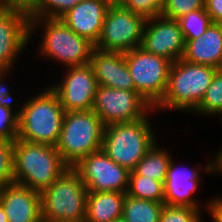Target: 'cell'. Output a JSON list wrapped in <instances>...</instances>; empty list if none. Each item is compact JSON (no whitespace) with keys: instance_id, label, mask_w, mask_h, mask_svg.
I'll return each mask as SVG.
<instances>
[{"instance_id":"13","label":"cell","mask_w":222,"mask_h":222,"mask_svg":"<svg viewBox=\"0 0 222 222\" xmlns=\"http://www.w3.org/2000/svg\"><path fill=\"white\" fill-rule=\"evenodd\" d=\"M67 70L65 78L50 87L57 94L63 109L65 112L92 110L99 86L92 65L71 66Z\"/></svg>"},{"instance_id":"19","label":"cell","mask_w":222,"mask_h":222,"mask_svg":"<svg viewBox=\"0 0 222 222\" xmlns=\"http://www.w3.org/2000/svg\"><path fill=\"white\" fill-rule=\"evenodd\" d=\"M182 59L222 69V24L212 23L199 38L185 40Z\"/></svg>"},{"instance_id":"16","label":"cell","mask_w":222,"mask_h":222,"mask_svg":"<svg viewBox=\"0 0 222 222\" xmlns=\"http://www.w3.org/2000/svg\"><path fill=\"white\" fill-rule=\"evenodd\" d=\"M90 64L98 85L135 91L134 81L123 52L102 51L94 48Z\"/></svg>"},{"instance_id":"36","label":"cell","mask_w":222,"mask_h":222,"mask_svg":"<svg viewBox=\"0 0 222 222\" xmlns=\"http://www.w3.org/2000/svg\"><path fill=\"white\" fill-rule=\"evenodd\" d=\"M110 6L123 5L126 0H105Z\"/></svg>"},{"instance_id":"2","label":"cell","mask_w":222,"mask_h":222,"mask_svg":"<svg viewBox=\"0 0 222 222\" xmlns=\"http://www.w3.org/2000/svg\"><path fill=\"white\" fill-rule=\"evenodd\" d=\"M16 114L17 139L30 143L57 145L65 110L57 94L50 87L27 100Z\"/></svg>"},{"instance_id":"29","label":"cell","mask_w":222,"mask_h":222,"mask_svg":"<svg viewBox=\"0 0 222 222\" xmlns=\"http://www.w3.org/2000/svg\"><path fill=\"white\" fill-rule=\"evenodd\" d=\"M14 183L13 141L0 139V187Z\"/></svg>"},{"instance_id":"28","label":"cell","mask_w":222,"mask_h":222,"mask_svg":"<svg viewBox=\"0 0 222 222\" xmlns=\"http://www.w3.org/2000/svg\"><path fill=\"white\" fill-rule=\"evenodd\" d=\"M203 222L199 209L164 205L159 222Z\"/></svg>"},{"instance_id":"26","label":"cell","mask_w":222,"mask_h":222,"mask_svg":"<svg viewBox=\"0 0 222 222\" xmlns=\"http://www.w3.org/2000/svg\"><path fill=\"white\" fill-rule=\"evenodd\" d=\"M194 112L204 115H222V69L216 71L202 101Z\"/></svg>"},{"instance_id":"20","label":"cell","mask_w":222,"mask_h":222,"mask_svg":"<svg viewBox=\"0 0 222 222\" xmlns=\"http://www.w3.org/2000/svg\"><path fill=\"white\" fill-rule=\"evenodd\" d=\"M126 193L88 191L85 222H114L123 215Z\"/></svg>"},{"instance_id":"18","label":"cell","mask_w":222,"mask_h":222,"mask_svg":"<svg viewBox=\"0 0 222 222\" xmlns=\"http://www.w3.org/2000/svg\"><path fill=\"white\" fill-rule=\"evenodd\" d=\"M199 179L198 170H194V167L192 170L188 167L183 170L175 167L171 159L164 182V204L199 209L198 202L191 197L197 190Z\"/></svg>"},{"instance_id":"10","label":"cell","mask_w":222,"mask_h":222,"mask_svg":"<svg viewBox=\"0 0 222 222\" xmlns=\"http://www.w3.org/2000/svg\"><path fill=\"white\" fill-rule=\"evenodd\" d=\"M153 108L138 92L99 85L92 110L103 124L132 122L144 118Z\"/></svg>"},{"instance_id":"33","label":"cell","mask_w":222,"mask_h":222,"mask_svg":"<svg viewBox=\"0 0 222 222\" xmlns=\"http://www.w3.org/2000/svg\"><path fill=\"white\" fill-rule=\"evenodd\" d=\"M7 72H9V70H0V105L12 110V95L1 81L2 77L4 78Z\"/></svg>"},{"instance_id":"40","label":"cell","mask_w":222,"mask_h":222,"mask_svg":"<svg viewBox=\"0 0 222 222\" xmlns=\"http://www.w3.org/2000/svg\"><path fill=\"white\" fill-rule=\"evenodd\" d=\"M21 1L28 4L31 0H21Z\"/></svg>"},{"instance_id":"24","label":"cell","mask_w":222,"mask_h":222,"mask_svg":"<svg viewBox=\"0 0 222 222\" xmlns=\"http://www.w3.org/2000/svg\"><path fill=\"white\" fill-rule=\"evenodd\" d=\"M83 0H31L28 4L29 18H60Z\"/></svg>"},{"instance_id":"21","label":"cell","mask_w":222,"mask_h":222,"mask_svg":"<svg viewBox=\"0 0 222 222\" xmlns=\"http://www.w3.org/2000/svg\"><path fill=\"white\" fill-rule=\"evenodd\" d=\"M164 203L125 195L122 218L126 222H159Z\"/></svg>"},{"instance_id":"31","label":"cell","mask_w":222,"mask_h":222,"mask_svg":"<svg viewBox=\"0 0 222 222\" xmlns=\"http://www.w3.org/2000/svg\"><path fill=\"white\" fill-rule=\"evenodd\" d=\"M18 133V115L0 105V139L14 141Z\"/></svg>"},{"instance_id":"38","label":"cell","mask_w":222,"mask_h":222,"mask_svg":"<svg viewBox=\"0 0 222 222\" xmlns=\"http://www.w3.org/2000/svg\"><path fill=\"white\" fill-rule=\"evenodd\" d=\"M19 0H0L1 5H14Z\"/></svg>"},{"instance_id":"25","label":"cell","mask_w":222,"mask_h":222,"mask_svg":"<svg viewBox=\"0 0 222 222\" xmlns=\"http://www.w3.org/2000/svg\"><path fill=\"white\" fill-rule=\"evenodd\" d=\"M184 40L197 39L213 23L205 8L189 12L178 19Z\"/></svg>"},{"instance_id":"34","label":"cell","mask_w":222,"mask_h":222,"mask_svg":"<svg viewBox=\"0 0 222 222\" xmlns=\"http://www.w3.org/2000/svg\"><path fill=\"white\" fill-rule=\"evenodd\" d=\"M209 214L214 222H222V198H215L208 202L207 207Z\"/></svg>"},{"instance_id":"22","label":"cell","mask_w":222,"mask_h":222,"mask_svg":"<svg viewBox=\"0 0 222 222\" xmlns=\"http://www.w3.org/2000/svg\"><path fill=\"white\" fill-rule=\"evenodd\" d=\"M171 159L166 150L158 149L154 144L129 175H142L164 183Z\"/></svg>"},{"instance_id":"11","label":"cell","mask_w":222,"mask_h":222,"mask_svg":"<svg viewBox=\"0 0 222 222\" xmlns=\"http://www.w3.org/2000/svg\"><path fill=\"white\" fill-rule=\"evenodd\" d=\"M30 39V18L27 4L0 7V70H11L16 57Z\"/></svg>"},{"instance_id":"1","label":"cell","mask_w":222,"mask_h":222,"mask_svg":"<svg viewBox=\"0 0 222 222\" xmlns=\"http://www.w3.org/2000/svg\"><path fill=\"white\" fill-rule=\"evenodd\" d=\"M69 166L56 146L13 141L14 182L41 193L59 178Z\"/></svg>"},{"instance_id":"14","label":"cell","mask_w":222,"mask_h":222,"mask_svg":"<svg viewBox=\"0 0 222 222\" xmlns=\"http://www.w3.org/2000/svg\"><path fill=\"white\" fill-rule=\"evenodd\" d=\"M141 47L175 62L183 57L185 40L178 20L157 16L146 20Z\"/></svg>"},{"instance_id":"32","label":"cell","mask_w":222,"mask_h":222,"mask_svg":"<svg viewBox=\"0 0 222 222\" xmlns=\"http://www.w3.org/2000/svg\"><path fill=\"white\" fill-rule=\"evenodd\" d=\"M205 10L213 23L222 24V0H205Z\"/></svg>"},{"instance_id":"9","label":"cell","mask_w":222,"mask_h":222,"mask_svg":"<svg viewBox=\"0 0 222 222\" xmlns=\"http://www.w3.org/2000/svg\"><path fill=\"white\" fill-rule=\"evenodd\" d=\"M146 19L132 13L122 5L109 6L96 49L127 52L141 47Z\"/></svg>"},{"instance_id":"5","label":"cell","mask_w":222,"mask_h":222,"mask_svg":"<svg viewBox=\"0 0 222 222\" xmlns=\"http://www.w3.org/2000/svg\"><path fill=\"white\" fill-rule=\"evenodd\" d=\"M88 189L80 175L69 167L40 193L42 220L85 222Z\"/></svg>"},{"instance_id":"23","label":"cell","mask_w":222,"mask_h":222,"mask_svg":"<svg viewBox=\"0 0 222 222\" xmlns=\"http://www.w3.org/2000/svg\"><path fill=\"white\" fill-rule=\"evenodd\" d=\"M126 195L164 203V183L142 175H129Z\"/></svg>"},{"instance_id":"41","label":"cell","mask_w":222,"mask_h":222,"mask_svg":"<svg viewBox=\"0 0 222 222\" xmlns=\"http://www.w3.org/2000/svg\"><path fill=\"white\" fill-rule=\"evenodd\" d=\"M39 222H50V221H47V220H42V219H41Z\"/></svg>"},{"instance_id":"30","label":"cell","mask_w":222,"mask_h":222,"mask_svg":"<svg viewBox=\"0 0 222 222\" xmlns=\"http://www.w3.org/2000/svg\"><path fill=\"white\" fill-rule=\"evenodd\" d=\"M122 6L148 20L161 16L164 0H126Z\"/></svg>"},{"instance_id":"7","label":"cell","mask_w":222,"mask_h":222,"mask_svg":"<svg viewBox=\"0 0 222 222\" xmlns=\"http://www.w3.org/2000/svg\"><path fill=\"white\" fill-rule=\"evenodd\" d=\"M38 25L45 27L41 54L67 67L90 63L94 44L78 36L60 18H30V36Z\"/></svg>"},{"instance_id":"6","label":"cell","mask_w":222,"mask_h":222,"mask_svg":"<svg viewBox=\"0 0 222 222\" xmlns=\"http://www.w3.org/2000/svg\"><path fill=\"white\" fill-rule=\"evenodd\" d=\"M104 127L93 110L65 112L57 151L69 166L101 149Z\"/></svg>"},{"instance_id":"27","label":"cell","mask_w":222,"mask_h":222,"mask_svg":"<svg viewBox=\"0 0 222 222\" xmlns=\"http://www.w3.org/2000/svg\"><path fill=\"white\" fill-rule=\"evenodd\" d=\"M203 8H205V0H164L161 15L178 20L189 12Z\"/></svg>"},{"instance_id":"3","label":"cell","mask_w":222,"mask_h":222,"mask_svg":"<svg viewBox=\"0 0 222 222\" xmlns=\"http://www.w3.org/2000/svg\"><path fill=\"white\" fill-rule=\"evenodd\" d=\"M218 69L184 59L172 63L163 98L153 107L192 111L198 108Z\"/></svg>"},{"instance_id":"35","label":"cell","mask_w":222,"mask_h":222,"mask_svg":"<svg viewBox=\"0 0 222 222\" xmlns=\"http://www.w3.org/2000/svg\"><path fill=\"white\" fill-rule=\"evenodd\" d=\"M222 150V149H221ZM218 155H216V158L213 162H211L210 164L208 163L205 167V171L207 172H216L217 171H221L220 173H222V151H219L217 153Z\"/></svg>"},{"instance_id":"37","label":"cell","mask_w":222,"mask_h":222,"mask_svg":"<svg viewBox=\"0 0 222 222\" xmlns=\"http://www.w3.org/2000/svg\"><path fill=\"white\" fill-rule=\"evenodd\" d=\"M0 222H8L4 208L1 203H0Z\"/></svg>"},{"instance_id":"15","label":"cell","mask_w":222,"mask_h":222,"mask_svg":"<svg viewBox=\"0 0 222 222\" xmlns=\"http://www.w3.org/2000/svg\"><path fill=\"white\" fill-rule=\"evenodd\" d=\"M0 203L8 222H39L41 215L40 193L18 183L0 187Z\"/></svg>"},{"instance_id":"12","label":"cell","mask_w":222,"mask_h":222,"mask_svg":"<svg viewBox=\"0 0 222 222\" xmlns=\"http://www.w3.org/2000/svg\"><path fill=\"white\" fill-rule=\"evenodd\" d=\"M88 191L126 193L130 171L110 159L101 149L90 153L72 167Z\"/></svg>"},{"instance_id":"8","label":"cell","mask_w":222,"mask_h":222,"mask_svg":"<svg viewBox=\"0 0 222 222\" xmlns=\"http://www.w3.org/2000/svg\"><path fill=\"white\" fill-rule=\"evenodd\" d=\"M135 91L155 106L164 96L172 61L146 52L142 47L124 53Z\"/></svg>"},{"instance_id":"4","label":"cell","mask_w":222,"mask_h":222,"mask_svg":"<svg viewBox=\"0 0 222 222\" xmlns=\"http://www.w3.org/2000/svg\"><path fill=\"white\" fill-rule=\"evenodd\" d=\"M144 118L104 127L101 150L118 165L132 171L147 152L157 145L151 123Z\"/></svg>"},{"instance_id":"39","label":"cell","mask_w":222,"mask_h":222,"mask_svg":"<svg viewBox=\"0 0 222 222\" xmlns=\"http://www.w3.org/2000/svg\"><path fill=\"white\" fill-rule=\"evenodd\" d=\"M114 222H126L123 218L115 220Z\"/></svg>"},{"instance_id":"17","label":"cell","mask_w":222,"mask_h":222,"mask_svg":"<svg viewBox=\"0 0 222 222\" xmlns=\"http://www.w3.org/2000/svg\"><path fill=\"white\" fill-rule=\"evenodd\" d=\"M109 4L105 0H83L60 19L78 36L97 43Z\"/></svg>"}]
</instances>
